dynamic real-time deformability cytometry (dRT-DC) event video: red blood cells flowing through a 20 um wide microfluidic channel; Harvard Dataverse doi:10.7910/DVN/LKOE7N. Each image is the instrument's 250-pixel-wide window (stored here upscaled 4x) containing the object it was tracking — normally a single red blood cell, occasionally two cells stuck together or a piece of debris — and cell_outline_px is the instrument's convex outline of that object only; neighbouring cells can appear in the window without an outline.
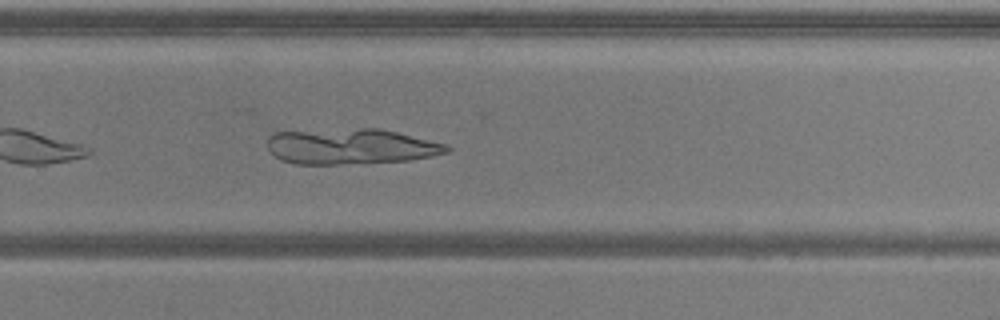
{"species": "common noctule bat (a hibernating species)", "species_latin": "Nyctalus noctula", "temperature_condition": "warm", "stored_images_in_passage": 36, "camera_frame_rate_fps": 3000, "um_per_image_px": 0.085, "animal": {"sex": "male", "body_mass_g": 20.5, "forearm_length_mm": 52.5}, "frame": {"image": 1, "passage_image": 21, "time_ms": 6.667, "image_size_px": [1000, 320], "cell_outline_px": [[452, 148], [448, 152], [432, 156], [408, 160], [340, 164], [292, 164], [280, 160], [268, 148], [268, 136], [272, 132], [360, 128], [376, 128], [396, 132], [448, 144]], "centroid_in_image_um": [29.81, 12.44], "position_along_channel_um": 300.0, "area_um2": 37.22}}